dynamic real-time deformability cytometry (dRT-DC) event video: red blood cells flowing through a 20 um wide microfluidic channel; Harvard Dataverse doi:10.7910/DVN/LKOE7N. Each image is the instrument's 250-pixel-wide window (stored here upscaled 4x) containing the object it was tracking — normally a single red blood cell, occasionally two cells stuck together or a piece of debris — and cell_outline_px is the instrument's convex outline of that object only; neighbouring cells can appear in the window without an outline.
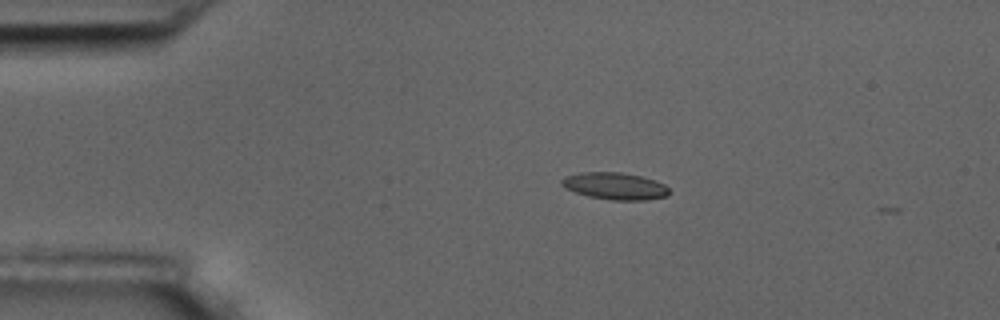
{"species": "common noctule bat (a hibernating species)", "species_latin": "Nyctalus noctula", "temperature_condition": "room temperature", "stored_images_in_passage": 6, "camera_frame_rate_fps": 3000, "um_per_image_px": 0.085, "animal": {"sex": "male", "body_mass_g": 17.5, "forearm_length_mm": 52.3}, "frame": {"image": 1, "passage_image": 4, "time_ms": 3.667, "image_size_px": [1000, 320], "cell_outline_px": [[668, 196], [644, 200], [612, 200], [588, 196], [564, 188], [560, 184], [560, 180], [564, 176], [580, 172], [620, 172], [640, 176], [664, 184], [668, 188]], "centroid_in_image_um": [52.21, 15.81], "position_along_channel_um": 32.8, "area_um2": 16.88}}